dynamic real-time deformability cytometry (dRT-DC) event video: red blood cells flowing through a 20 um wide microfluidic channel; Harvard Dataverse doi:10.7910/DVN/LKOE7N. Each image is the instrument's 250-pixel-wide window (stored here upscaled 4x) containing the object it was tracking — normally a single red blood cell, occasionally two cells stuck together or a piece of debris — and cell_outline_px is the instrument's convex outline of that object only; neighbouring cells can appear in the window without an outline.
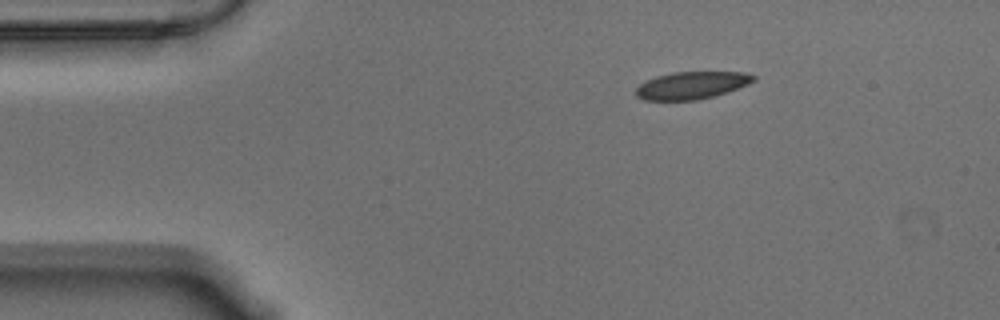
{"species": "Egyptian fruit bat (a non-hibernating species)", "species_latin": "Rousettus aegyptiacus", "temperature_condition": "warm", "stored_images_in_passage": 12, "camera_frame_rate_fps": 3000, "um_per_image_px": 0.085, "animal": {"sex": "male"}, "frame": {"image": 1, "passage_image": 1, "time_ms": 0.0, "image_size_px": [1000, 320], "cell_outline_px": [[756, 80], [748, 84], [728, 92], [696, 100], [644, 100], [636, 96], [636, 88], [640, 84], [656, 76], [672, 72], [744, 72], [756, 76]], "centroid_in_image_um": [58.8, 7.25], "position_along_channel_um": 26.2, "area_um2": 18.73}}
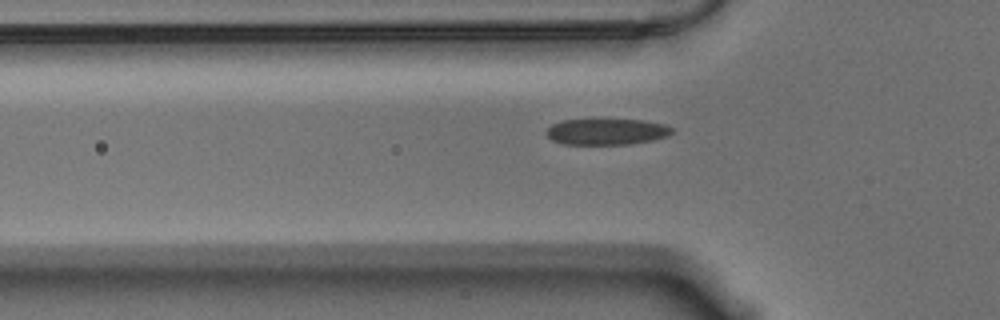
{"frame": {"image": 2, "passage_image": 10, "time_ms": 3.0, "image_size_px": [1000, 320], "cell_outline_px": [[676, 132], [668, 136], [652, 140], [628, 144], [564, 144], [552, 140], [544, 132], [552, 124], [564, 120], [644, 120], [664, 124], [672, 128]], "centroid_in_image_um": [51.59, 11.19], "position_along_channel_um": 74.2, "area_um2": 19.07}}